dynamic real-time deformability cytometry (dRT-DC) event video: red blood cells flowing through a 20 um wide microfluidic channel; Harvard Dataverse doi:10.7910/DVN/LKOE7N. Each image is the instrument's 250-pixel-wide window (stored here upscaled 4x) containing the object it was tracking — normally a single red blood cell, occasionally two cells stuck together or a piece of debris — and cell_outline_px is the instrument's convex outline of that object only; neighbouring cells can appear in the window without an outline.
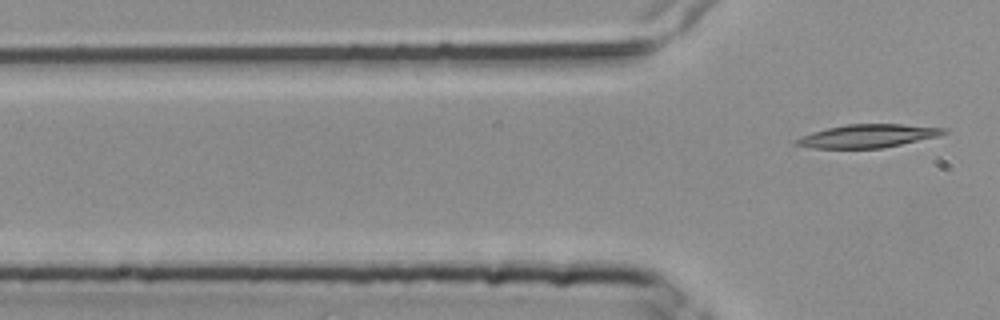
{"species": "common noctule bat (a hibernating species)", "species_latin": "Nyctalus noctula", "temperature_condition": "room temperature", "stored_images_in_passage": 5, "camera_frame_rate_fps": 3000, "um_per_image_px": 0.085, "animal": {"sex": "female", "body_mass_g": 25.1}, "frame": {"image": 1, "passage_image": 5, "time_ms": 1.333, "image_size_px": [1000, 320], "cell_outline_px": [[948, 132], [940, 136], [880, 148], [812, 148], [792, 144], [792, 140], [800, 136], [812, 132], [828, 128], [848, 124], [900, 124], [948, 128]], "centroid_in_image_um": [73.73, 11.55], "position_along_channel_um": 52.1, "area_um2": 20.0}}